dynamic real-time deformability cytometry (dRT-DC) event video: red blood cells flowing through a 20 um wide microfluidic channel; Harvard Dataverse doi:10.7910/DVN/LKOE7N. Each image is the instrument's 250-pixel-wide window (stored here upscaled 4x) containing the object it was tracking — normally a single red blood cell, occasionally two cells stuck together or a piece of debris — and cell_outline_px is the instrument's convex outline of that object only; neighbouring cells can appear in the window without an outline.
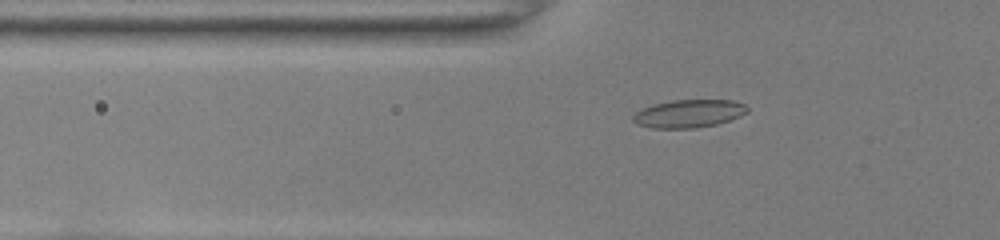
{"species": "common noctule bat (a hibernating species)", "species_latin": "Nyctalus noctula", "temperature_condition": "room temperature", "stored_images_in_passage": 48, "camera_frame_rate_fps": 3000, "um_per_image_px": 0.085, "animal": {"sex": "female", "body_mass_g": 22.0, "forearm_length_mm": 56.7}, "frame": {"image": 1, "passage_image": 15, "time_ms": 4.667, "image_size_px": [1000, 240], "cell_outline_px": [[748, 112], [740, 116], [716, 124], [696, 128], [652, 128], [636, 124], [632, 120], [632, 116], [636, 112], [652, 104], [672, 100], [732, 100], [744, 104], [748, 108]], "centroid_in_image_um": [58.53, 9.65], "position_along_channel_um": 67.3, "area_um2": 18.61}}
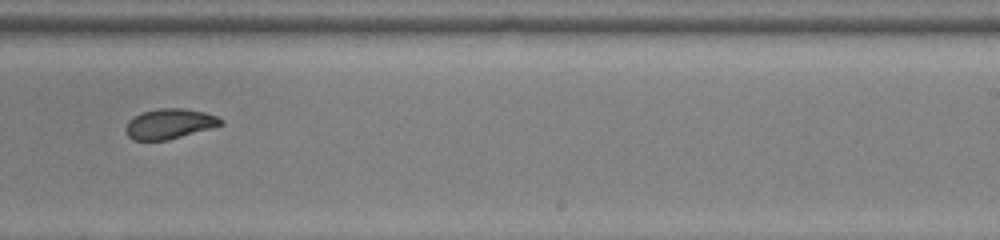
{"frame": {"image": 2, "passage_image": 31, "time_ms": 10.0, "image_size_px": [1000, 240], "cell_outline_px": [[224, 124], [212, 128], [168, 140], [132, 140], [124, 132], [124, 128], [128, 120], [144, 112], [160, 108], [184, 108], [204, 112], [216, 116], [224, 120]], "centroid_in_image_um": [14.41, 10.53], "position_along_channel_um": 274.6, "area_um2": 16.76}}
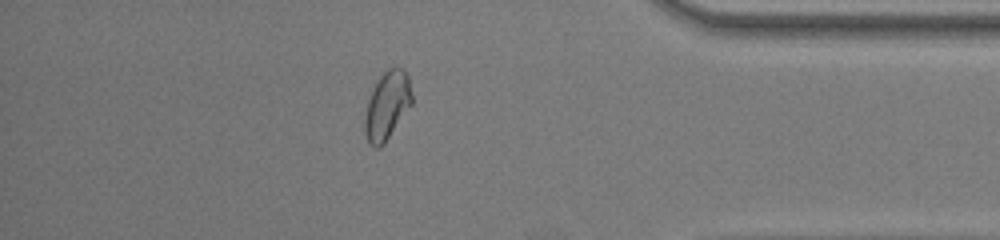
{"frame": {"image": 3, "passage_image": 42, "time_ms": 13.667, "image_size_px": [1000, 240], "cell_outline_px": [[412, 104], [384, 144], [380, 148], [376, 148], [368, 140], [364, 132], [364, 120], [368, 100], [380, 76], [388, 68], [396, 64], [404, 68], [408, 76], [412, 96]], "centroid_in_image_um": [32.92, 8.94], "position_along_channel_um": 402.3, "area_um2": 18.67}, "authors_computed_cell_mechanics": {"area_um2": 18.0047, "velocity_mm_per_s": 4.0042, "shape_relaxation_time_tau1_ms": 7.6618, "shape_relaxation_time_tau2_ms": 1.4225, "deformation_change_tau1": 0.1706, "deformation_change_tau2": 0.0567}}